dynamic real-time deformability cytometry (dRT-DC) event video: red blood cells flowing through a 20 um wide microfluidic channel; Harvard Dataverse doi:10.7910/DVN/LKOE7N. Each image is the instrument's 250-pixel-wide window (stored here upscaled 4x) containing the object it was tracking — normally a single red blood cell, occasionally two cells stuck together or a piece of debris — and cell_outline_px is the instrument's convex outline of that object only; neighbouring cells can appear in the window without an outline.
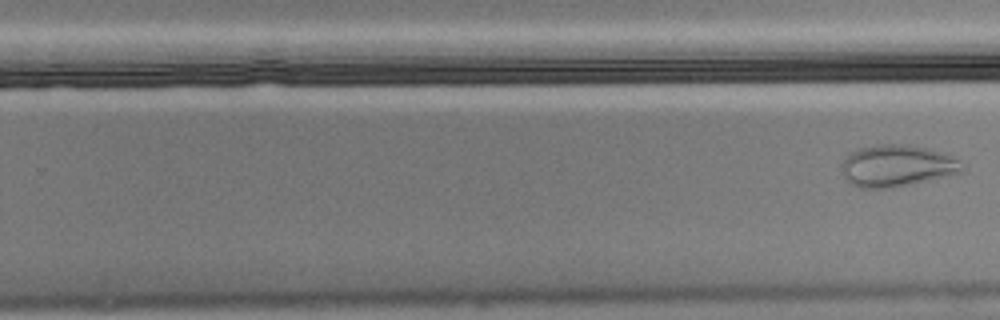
{"species": "Egyptian fruit bat (a non-hibernating species)", "species_latin": "Rousettus aegyptiacus", "temperature_condition": "cold", "stored_images_in_passage": 32, "camera_frame_rate_fps": 3000, "um_per_image_px": 0.085, "animal": {"sex": "male"}, "frame": {"image": 1, "passage_image": 32, "time_ms": 10.333, "image_size_px": [1000, 320], "cell_outline_px": [[964, 172], [908, 184], [888, 188], [860, 188], [848, 184], [844, 176], [840, 164], [848, 152], [860, 148], [880, 144], [900, 144], [948, 152], [960, 160], [964, 168]], "centroid_in_image_um": [76.22, 14.08], "position_along_channel_um": 253.6, "area_um2": 29.54}}